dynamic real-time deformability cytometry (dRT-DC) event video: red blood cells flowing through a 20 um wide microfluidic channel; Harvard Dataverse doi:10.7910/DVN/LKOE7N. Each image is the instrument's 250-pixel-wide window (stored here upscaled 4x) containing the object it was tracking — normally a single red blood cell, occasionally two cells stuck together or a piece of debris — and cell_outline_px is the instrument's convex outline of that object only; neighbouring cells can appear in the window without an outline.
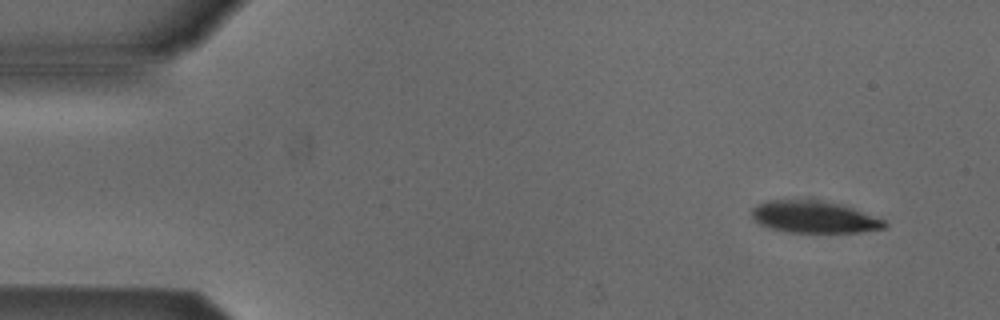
{"species": "Egyptian fruit bat (a non-hibernating species)", "species_latin": "Rousettus aegyptiacus", "temperature_condition": "cold", "stored_images_in_passage": 3, "camera_frame_rate_fps": 3000, "um_per_image_px": 0.085, "animal": {"sex": "male"}, "frame": {"image": 1, "passage_image": 1, "time_ms": 0.0, "image_size_px": [1000, 320], "cell_outline_px": [[888, 228], [860, 232], [788, 232], [768, 228], [752, 220], [752, 208], [756, 204], [768, 200], [824, 200], [840, 204], [852, 208], [884, 220], [888, 224]], "centroid_in_image_um": [69.17, 18.44], "position_along_channel_um": 15.8, "area_um2": 24.85}}
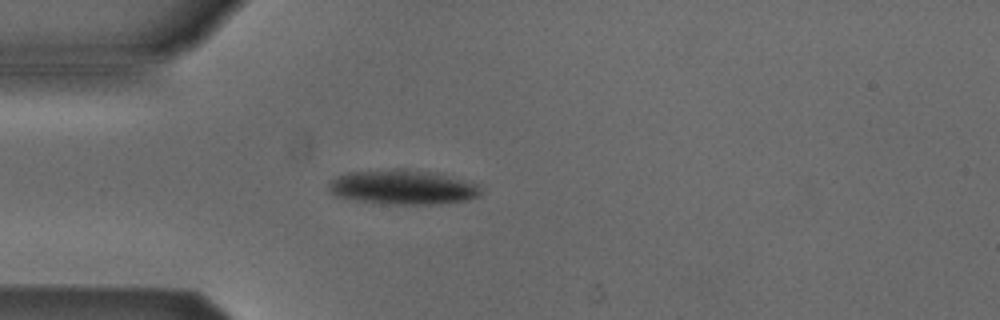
{"frame": {"image": 2, "passage_image": 3, "time_ms": 3.333, "image_size_px": [1000, 320], "cell_outline_px": [[480, 196], [464, 200], [440, 204], [388, 204], [356, 200], [332, 196], [328, 188], [328, 180], [336, 176], [348, 172], [392, 168], [404, 168], [432, 172], [452, 176], [468, 180], [480, 184]], "centroid_in_image_um": [34.2, 15.89], "position_along_channel_um": 50.8, "area_um2": 31.27}}